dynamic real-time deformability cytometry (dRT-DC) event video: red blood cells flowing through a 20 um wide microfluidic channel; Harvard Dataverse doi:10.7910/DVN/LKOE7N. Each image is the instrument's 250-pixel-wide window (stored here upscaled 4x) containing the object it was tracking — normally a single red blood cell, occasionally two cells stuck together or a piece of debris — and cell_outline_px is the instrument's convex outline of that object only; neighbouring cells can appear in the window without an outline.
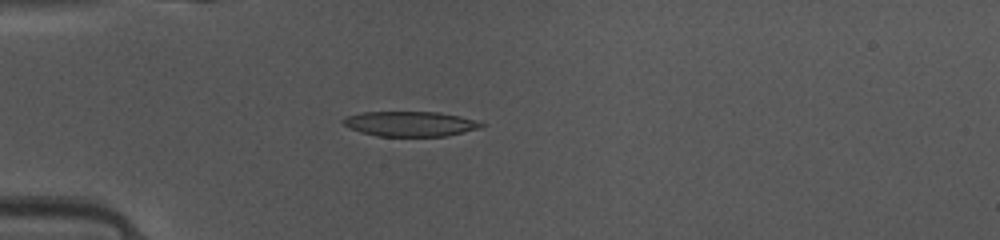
{"species": "common noctule bat (a hibernating species)", "species_latin": "Nyctalus noctula", "temperature_condition": "warm", "stored_images_in_passage": 47, "camera_frame_rate_fps": 3000, "um_per_image_px": 0.085, "animal": {"sex": "female", "body_mass_g": 10.0, "forearm_length_mm": 53.1}, "frame": {"image": 1, "passage_image": 12, "time_ms": 3.667, "image_size_px": [1000, 240], "cell_outline_px": [[484, 124], [480, 128], [444, 136], [376, 136], [360, 132], [344, 124], [340, 120], [344, 116], [360, 112], [440, 112], [480, 120]], "centroid_in_image_um": [34.85, 10.51], "position_along_channel_um": 50.1, "area_um2": 20.23}}
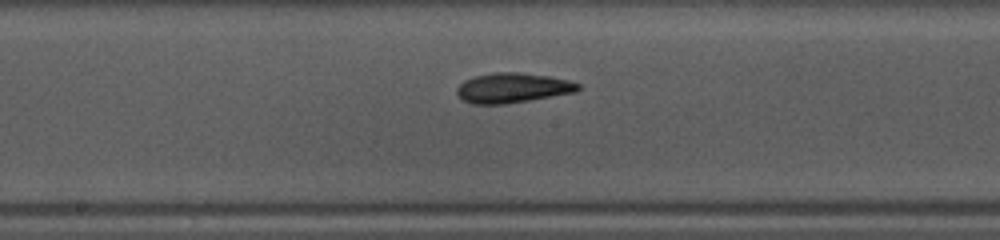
{"frame": {"image": 2, "passage_image": 24, "time_ms": 7.667, "image_size_px": [1000, 240], "cell_outline_px": [[580, 88], [576, 92], [504, 104], [472, 104], [464, 100], [456, 92], [456, 88], [464, 80], [472, 76], [492, 72], [520, 72], [548, 76], [568, 80], [580, 84]], "centroid_in_image_um": [43.54, 7.46], "position_along_channel_um": 204.7, "area_um2": 21.1}}
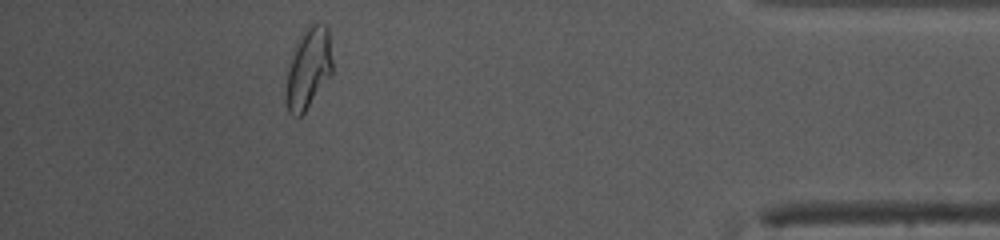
{"frame": {"image": 3, "passage_image": 42, "time_ms": 13.667, "image_size_px": [1000, 240], "cell_outline_px": [[332, 72], [304, 112], [300, 116], [292, 116], [288, 112], [284, 100], [284, 96], [288, 64], [292, 48], [304, 28], [308, 24], [316, 20], [324, 24], [328, 28], [332, 60]], "centroid_in_image_um": [26.16, 5.75], "position_along_channel_um": 409.0, "area_um2": 22.43}, "authors_computed_cell_mechanics": {"area_um2": 20.4612, "velocity_mm_per_s": 4.1429, "shape_relaxation_time_tau1_ms": 4.5679, "shape_relaxation_time_tau2_ms": 4.9544, "deformation_change_tau1": 0.1868, "deformation_change_tau2": 0.0838}}